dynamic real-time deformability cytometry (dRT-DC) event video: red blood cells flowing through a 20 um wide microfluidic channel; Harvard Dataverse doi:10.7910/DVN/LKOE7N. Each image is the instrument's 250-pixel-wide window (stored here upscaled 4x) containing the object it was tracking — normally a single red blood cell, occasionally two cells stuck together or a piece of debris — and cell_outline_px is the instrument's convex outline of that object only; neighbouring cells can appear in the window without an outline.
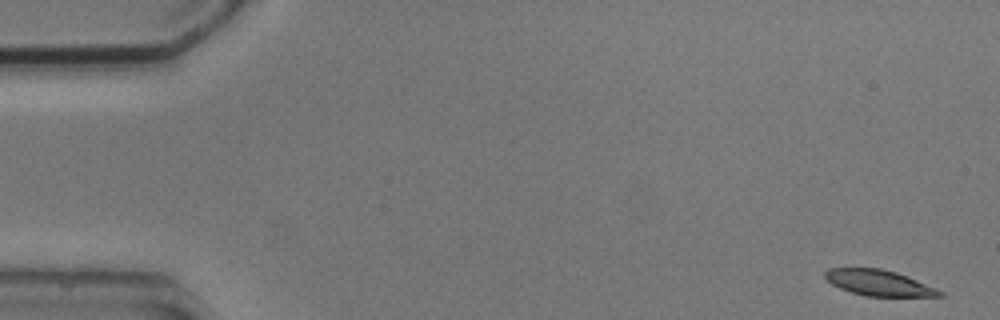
{"species": "common noctule bat (a hibernating species)", "species_latin": "Nyctalus noctula", "temperature_condition": "cold", "stored_images_in_passage": 5, "camera_frame_rate_fps": 3000, "um_per_image_px": 0.085, "animal": {"sex": "male", "body_mass_g": 20.5, "forearm_length_mm": 52.5}, "frame": {"image": 1, "passage_image": 1, "time_ms": 0.0, "image_size_px": [1000, 320], "cell_outline_px": [[944, 296], [864, 296], [840, 288], [832, 284], [824, 276], [824, 272], [828, 268], [880, 268], [896, 272], [936, 288], [944, 292]], "centroid_in_image_um": [74.69, 24.04], "position_along_channel_um": 10.3, "area_um2": 17.05}}
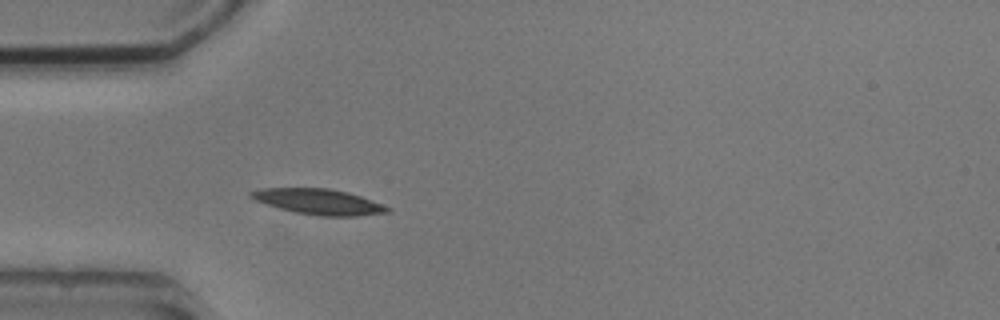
{"frame": {"image": 2, "passage_image": 5, "time_ms": 4.667, "image_size_px": [1000, 320], "cell_outline_px": [[392, 212], [356, 216], [320, 216], [296, 212], [280, 208], [256, 200], [248, 196], [248, 192], [260, 188], [328, 188], [348, 192], [360, 196], [392, 208]], "centroid_in_image_um": [27.11, 17.14], "position_along_channel_um": 57.9, "area_um2": 20.23}}